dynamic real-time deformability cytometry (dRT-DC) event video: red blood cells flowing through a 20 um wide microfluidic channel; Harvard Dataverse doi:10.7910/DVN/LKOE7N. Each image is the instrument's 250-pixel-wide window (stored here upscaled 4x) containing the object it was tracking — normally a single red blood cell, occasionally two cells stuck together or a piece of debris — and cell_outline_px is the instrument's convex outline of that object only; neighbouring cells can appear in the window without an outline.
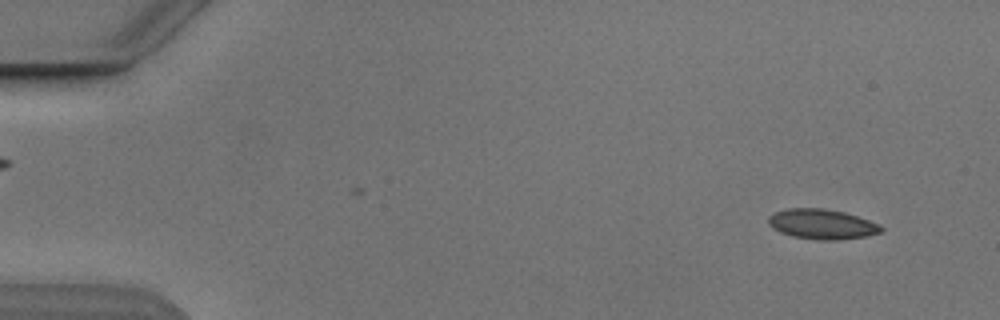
{"species": "Egyptian fruit bat (a non-hibernating species)", "species_latin": "Rousettus aegyptiacus", "temperature_condition": "cold", "stored_images_in_passage": 5, "camera_frame_rate_fps": 3000, "um_per_image_px": 0.085, "animal": {"sex": "male"}, "frame": {"image": 1, "passage_image": 1, "time_ms": 0.0, "image_size_px": [1000, 320], "cell_outline_px": [[884, 228], [880, 232], [864, 236], [836, 240], [820, 240], [792, 236], [780, 232], [772, 228], [768, 224], [768, 216], [776, 212], [788, 208], [820, 208], [844, 212], [880, 224]], "centroid_in_image_um": [69.83, 19.05], "position_along_channel_um": 15.2, "area_um2": 19.54}}
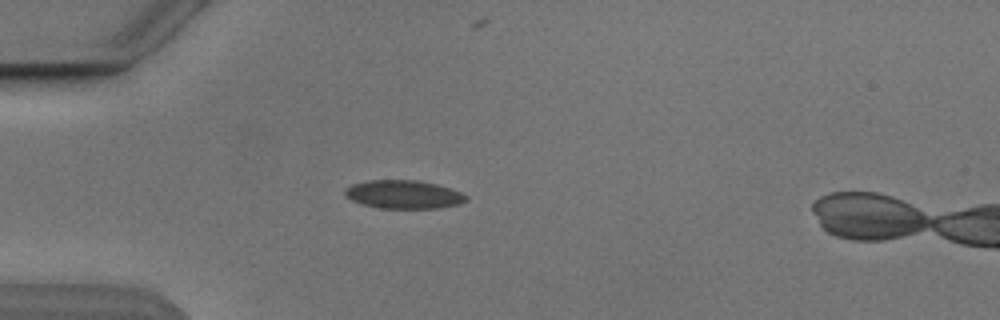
{"frame": {"image": 2, "passage_image": 4, "time_ms": 3.667, "image_size_px": [1000, 320], "cell_outline_px": [[468, 200], [460, 204], [440, 208], [380, 208], [360, 204], [344, 196], [344, 188], [352, 184], [368, 180], [416, 180], [436, 184], [460, 192], [468, 196]], "centroid_in_image_um": [34.28, 16.53], "position_along_channel_um": 50.7, "area_um2": 20.17}}